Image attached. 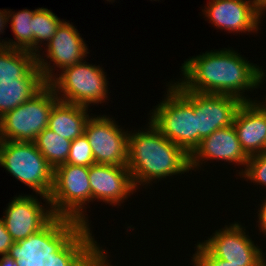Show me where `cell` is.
Returning a JSON list of instances; mask_svg holds the SVG:
<instances>
[{"mask_svg":"<svg viewBox=\"0 0 266 266\" xmlns=\"http://www.w3.org/2000/svg\"><path fill=\"white\" fill-rule=\"evenodd\" d=\"M2 218L15 244L32 251L45 264L66 259L69 248L78 240L53 214L47 196L16 195Z\"/></svg>","mask_w":266,"mask_h":266,"instance_id":"6da1fadb","label":"cell"},{"mask_svg":"<svg viewBox=\"0 0 266 266\" xmlns=\"http://www.w3.org/2000/svg\"><path fill=\"white\" fill-rule=\"evenodd\" d=\"M181 68L182 79L175 83L195 93L230 95L242 102L254 101L247 91L266 81V70L228 48L211 50L190 57Z\"/></svg>","mask_w":266,"mask_h":266,"instance_id":"7a4b0ae2","label":"cell"},{"mask_svg":"<svg viewBox=\"0 0 266 266\" xmlns=\"http://www.w3.org/2000/svg\"><path fill=\"white\" fill-rule=\"evenodd\" d=\"M148 120L145 130L129 131L128 136L127 167L136 190L190 171L189 155Z\"/></svg>","mask_w":266,"mask_h":266,"instance_id":"3957f363","label":"cell"},{"mask_svg":"<svg viewBox=\"0 0 266 266\" xmlns=\"http://www.w3.org/2000/svg\"><path fill=\"white\" fill-rule=\"evenodd\" d=\"M49 201L53 214L77 239H94L85 213L92 201L89 167L66 163L56 167Z\"/></svg>","mask_w":266,"mask_h":266,"instance_id":"277c9868","label":"cell"},{"mask_svg":"<svg viewBox=\"0 0 266 266\" xmlns=\"http://www.w3.org/2000/svg\"><path fill=\"white\" fill-rule=\"evenodd\" d=\"M167 86L166 97L150 111L149 119L161 134L190 155L197 147L194 100L174 81Z\"/></svg>","mask_w":266,"mask_h":266,"instance_id":"5b68a950","label":"cell"},{"mask_svg":"<svg viewBox=\"0 0 266 266\" xmlns=\"http://www.w3.org/2000/svg\"><path fill=\"white\" fill-rule=\"evenodd\" d=\"M102 65H92L86 59L63 69L48 84L59 101L89 108L108 98V82Z\"/></svg>","mask_w":266,"mask_h":266,"instance_id":"8992f818","label":"cell"},{"mask_svg":"<svg viewBox=\"0 0 266 266\" xmlns=\"http://www.w3.org/2000/svg\"><path fill=\"white\" fill-rule=\"evenodd\" d=\"M0 166L36 194L50 196L54 169L34 142L0 141Z\"/></svg>","mask_w":266,"mask_h":266,"instance_id":"52a82bcc","label":"cell"},{"mask_svg":"<svg viewBox=\"0 0 266 266\" xmlns=\"http://www.w3.org/2000/svg\"><path fill=\"white\" fill-rule=\"evenodd\" d=\"M58 101L47 83L32 98L0 117V141L34 142L48 127L50 112Z\"/></svg>","mask_w":266,"mask_h":266,"instance_id":"ba28073f","label":"cell"},{"mask_svg":"<svg viewBox=\"0 0 266 266\" xmlns=\"http://www.w3.org/2000/svg\"><path fill=\"white\" fill-rule=\"evenodd\" d=\"M241 222L216 230L202 244L217 258L240 266H266V252L255 245Z\"/></svg>","mask_w":266,"mask_h":266,"instance_id":"9c48e42d","label":"cell"},{"mask_svg":"<svg viewBox=\"0 0 266 266\" xmlns=\"http://www.w3.org/2000/svg\"><path fill=\"white\" fill-rule=\"evenodd\" d=\"M116 122L103 114L90 116L86 123L84 134L97 164L127 166L129 131Z\"/></svg>","mask_w":266,"mask_h":266,"instance_id":"30bf717a","label":"cell"},{"mask_svg":"<svg viewBox=\"0 0 266 266\" xmlns=\"http://www.w3.org/2000/svg\"><path fill=\"white\" fill-rule=\"evenodd\" d=\"M45 47L44 50L47 53L44 54V51L41 53L45 56L38 53L36 55V64L46 83H49L57 75L54 72L58 69L55 68H59L62 71L69 66L84 61L86 56H88L87 54H89L86 42L77 28L69 21H63L60 24L55 35Z\"/></svg>","mask_w":266,"mask_h":266,"instance_id":"8fae6325","label":"cell"},{"mask_svg":"<svg viewBox=\"0 0 266 266\" xmlns=\"http://www.w3.org/2000/svg\"><path fill=\"white\" fill-rule=\"evenodd\" d=\"M202 10L213 27L228 33H252L260 30L262 11L251 1L209 0Z\"/></svg>","mask_w":266,"mask_h":266,"instance_id":"7c38bea8","label":"cell"},{"mask_svg":"<svg viewBox=\"0 0 266 266\" xmlns=\"http://www.w3.org/2000/svg\"><path fill=\"white\" fill-rule=\"evenodd\" d=\"M184 91L194 100L197 146L217 129L233 125L235 114L242 104L240 99L230 95Z\"/></svg>","mask_w":266,"mask_h":266,"instance_id":"4fadbf2b","label":"cell"},{"mask_svg":"<svg viewBox=\"0 0 266 266\" xmlns=\"http://www.w3.org/2000/svg\"><path fill=\"white\" fill-rule=\"evenodd\" d=\"M248 158L241 148L234 126L230 125L217 129L202 139L189 155V164L191 172L201 170L202 164L212 160H221L241 167L243 165L246 169Z\"/></svg>","mask_w":266,"mask_h":266,"instance_id":"5bb4252c","label":"cell"},{"mask_svg":"<svg viewBox=\"0 0 266 266\" xmlns=\"http://www.w3.org/2000/svg\"><path fill=\"white\" fill-rule=\"evenodd\" d=\"M89 181L92 202L97 199L112 207L121 206L136 192L127 166L95 163L89 167Z\"/></svg>","mask_w":266,"mask_h":266,"instance_id":"9a60e30c","label":"cell"},{"mask_svg":"<svg viewBox=\"0 0 266 266\" xmlns=\"http://www.w3.org/2000/svg\"><path fill=\"white\" fill-rule=\"evenodd\" d=\"M233 126L241 148L248 157L265 152L266 110L256 99L242 102L235 114Z\"/></svg>","mask_w":266,"mask_h":266,"instance_id":"2e32d148","label":"cell"},{"mask_svg":"<svg viewBox=\"0 0 266 266\" xmlns=\"http://www.w3.org/2000/svg\"><path fill=\"white\" fill-rule=\"evenodd\" d=\"M89 108L58 101L52 108L48 127L62 138L73 141L84 134L85 126L90 118Z\"/></svg>","mask_w":266,"mask_h":266,"instance_id":"e0dca14e","label":"cell"},{"mask_svg":"<svg viewBox=\"0 0 266 266\" xmlns=\"http://www.w3.org/2000/svg\"><path fill=\"white\" fill-rule=\"evenodd\" d=\"M46 84L38 67L24 79L0 81V117L32 98Z\"/></svg>","mask_w":266,"mask_h":266,"instance_id":"ac0fdd59","label":"cell"},{"mask_svg":"<svg viewBox=\"0 0 266 266\" xmlns=\"http://www.w3.org/2000/svg\"><path fill=\"white\" fill-rule=\"evenodd\" d=\"M36 67L35 54L26 50L0 48V81L24 79Z\"/></svg>","mask_w":266,"mask_h":266,"instance_id":"d6986e66","label":"cell"},{"mask_svg":"<svg viewBox=\"0 0 266 266\" xmlns=\"http://www.w3.org/2000/svg\"><path fill=\"white\" fill-rule=\"evenodd\" d=\"M107 254L95 239H78L69 248L66 260L68 266H112Z\"/></svg>","mask_w":266,"mask_h":266,"instance_id":"ffe728a7","label":"cell"},{"mask_svg":"<svg viewBox=\"0 0 266 266\" xmlns=\"http://www.w3.org/2000/svg\"><path fill=\"white\" fill-rule=\"evenodd\" d=\"M35 10L23 9L17 12L8 10L10 22L15 39L6 41L7 48L26 50L33 53V21Z\"/></svg>","mask_w":266,"mask_h":266,"instance_id":"44dd1931","label":"cell"},{"mask_svg":"<svg viewBox=\"0 0 266 266\" xmlns=\"http://www.w3.org/2000/svg\"><path fill=\"white\" fill-rule=\"evenodd\" d=\"M34 143L53 169L66 163L70 151V140L62 138L49 128H45L36 137Z\"/></svg>","mask_w":266,"mask_h":266,"instance_id":"7402d4cb","label":"cell"},{"mask_svg":"<svg viewBox=\"0 0 266 266\" xmlns=\"http://www.w3.org/2000/svg\"><path fill=\"white\" fill-rule=\"evenodd\" d=\"M32 21L33 54L37 55L40 53V50H43L41 47L52 39L57 28L64 20L58 18L57 15H55L51 10L41 7L37 8V10L34 12Z\"/></svg>","mask_w":266,"mask_h":266,"instance_id":"603a6c76","label":"cell"},{"mask_svg":"<svg viewBox=\"0 0 266 266\" xmlns=\"http://www.w3.org/2000/svg\"><path fill=\"white\" fill-rule=\"evenodd\" d=\"M245 181L255 183L266 188V152L249 156L246 169L240 168L237 173Z\"/></svg>","mask_w":266,"mask_h":266,"instance_id":"cb8c5ba5","label":"cell"},{"mask_svg":"<svg viewBox=\"0 0 266 266\" xmlns=\"http://www.w3.org/2000/svg\"><path fill=\"white\" fill-rule=\"evenodd\" d=\"M66 164L90 167L95 164L91 146L85 134L71 141Z\"/></svg>","mask_w":266,"mask_h":266,"instance_id":"d4e9b609","label":"cell"},{"mask_svg":"<svg viewBox=\"0 0 266 266\" xmlns=\"http://www.w3.org/2000/svg\"><path fill=\"white\" fill-rule=\"evenodd\" d=\"M46 264L32 251L19 249L15 253L1 255L0 266H45Z\"/></svg>","mask_w":266,"mask_h":266,"instance_id":"484cf974","label":"cell"},{"mask_svg":"<svg viewBox=\"0 0 266 266\" xmlns=\"http://www.w3.org/2000/svg\"><path fill=\"white\" fill-rule=\"evenodd\" d=\"M195 245L196 251L192 255V264L193 266H240L234 265L230 262L215 257L202 243L197 242Z\"/></svg>","mask_w":266,"mask_h":266,"instance_id":"4316f807","label":"cell"},{"mask_svg":"<svg viewBox=\"0 0 266 266\" xmlns=\"http://www.w3.org/2000/svg\"><path fill=\"white\" fill-rule=\"evenodd\" d=\"M19 249L7 232L3 218H0V256L15 253Z\"/></svg>","mask_w":266,"mask_h":266,"instance_id":"83f0119b","label":"cell"},{"mask_svg":"<svg viewBox=\"0 0 266 266\" xmlns=\"http://www.w3.org/2000/svg\"><path fill=\"white\" fill-rule=\"evenodd\" d=\"M258 208V212L256 217H258V221L256 223H259L258 225H256V227L258 226L259 231L262 232L265 236L266 235V197L265 199L262 201L261 205H259Z\"/></svg>","mask_w":266,"mask_h":266,"instance_id":"f1b7e54d","label":"cell"},{"mask_svg":"<svg viewBox=\"0 0 266 266\" xmlns=\"http://www.w3.org/2000/svg\"><path fill=\"white\" fill-rule=\"evenodd\" d=\"M7 23H8V9L0 10V34L4 33L3 31L6 28ZM1 40H0V48H5L6 40H3V39Z\"/></svg>","mask_w":266,"mask_h":266,"instance_id":"f546056e","label":"cell"},{"mask_svg":"<svg viewBox=\"0 0 266 266\" xmlns=\"http://www.w3.org/2000/svg\"><path fill=\"white\" fill-rule=\"evenodd\" d=\"M45 266H68V264H67V260L63 259L62 261H59L57 263L46 264Z\"/></svg>","mask_w":266,"mask_h":266,"instance_id":"4dcf8cb0","label":"cell"},{"mask_svg":"<svg viewBox=\"0 0 266 266\" xmlns=\"http://www.w3.org/2000/svg\"><path fill=\"white\" fill-rule=\"evenodd\" d=\"M260 7L262 8V13L264 16L265 15L264 13L266 12V0H260Z\"/></svg>","mask_w":266,"mask_h":266,"instance_id":"1f68e13d","label":"cell"},{"mask_svg":"<svg viewBox=\"0 0 266 266\" xmlns=\"http://www.w3.org/2000/svg\"><path fill=\"white\" fill-rule=\"evenodd\" d=\"M246 1L253 2L262 11V8L260 7V0H246Z\"/></svg>","mask_w":266,"mask_h":266,"instance_id":"d6a6232c","label":"cell"},{"mask_svg":"<svg viewBox=\"0 0 266 266\" xmlns=\"http://www.w3.org/2000/svg\"><path fill=\"white\" fill-rule=\"evenodd\" d=\"M263 99H265V100H261L262 102L260 100H258V99H257V101L266 110V96Z\"/></svg>","mask_w":266,"mask_h":266,"instance_id":"836d02e7","label":"cell"},{"mask_svg":"<svg viewBox=\"0 0 266 266\" xmlns=\"http://www.w3.org/2000/svg\"><path fill=\"white\" fill-rule=\"evenodd\" d=\"M106 1H108V2H111V3H112V2H114L115 0H106Z\"/></svg>","mask_w":266,"mask_h":266,"instance_id":"e575fe53","label":"cell"}]
</instances>
